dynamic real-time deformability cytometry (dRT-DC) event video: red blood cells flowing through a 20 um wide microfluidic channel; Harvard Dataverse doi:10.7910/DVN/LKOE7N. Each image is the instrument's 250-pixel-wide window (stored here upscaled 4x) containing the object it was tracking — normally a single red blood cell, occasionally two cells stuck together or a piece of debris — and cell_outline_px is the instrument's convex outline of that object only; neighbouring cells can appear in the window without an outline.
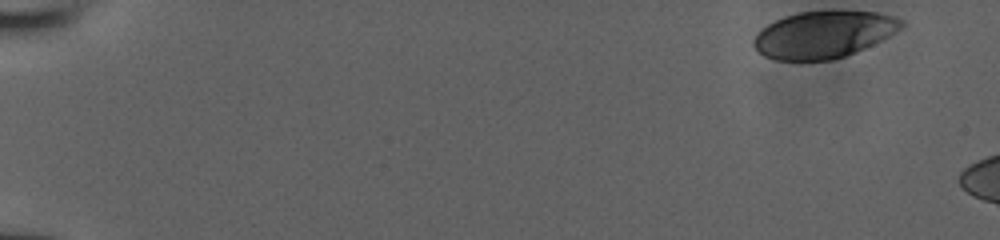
{"species": "human", "species_latin": "Homo sapiens", "temperature_condition": "room temperature", "stored_images_in_passage": 8, "camera_frame_rate_fps": 3000, "um_per_image_px": 0.085, "donor": {"sex": "male"}, "frame": {"image": 1, "passage_image": 1, "time_ms": 0.0, "image_size_px": [1000, 240], "cell_outline_px": [[904, 24], [900, 28], [888, 36], [872, 44], [844, 56], [832, 60], [776, 60], [764, 56], [752, 44], [752, 40], [756, 32], [760, 28], [784, 16], [800, 12], [876, 12], [896, 16], [904, 20]], "centroid_in_image_um": [69.96, 2.94], "position_along_channel_um": 15.0, "area_um2": 39.94}}